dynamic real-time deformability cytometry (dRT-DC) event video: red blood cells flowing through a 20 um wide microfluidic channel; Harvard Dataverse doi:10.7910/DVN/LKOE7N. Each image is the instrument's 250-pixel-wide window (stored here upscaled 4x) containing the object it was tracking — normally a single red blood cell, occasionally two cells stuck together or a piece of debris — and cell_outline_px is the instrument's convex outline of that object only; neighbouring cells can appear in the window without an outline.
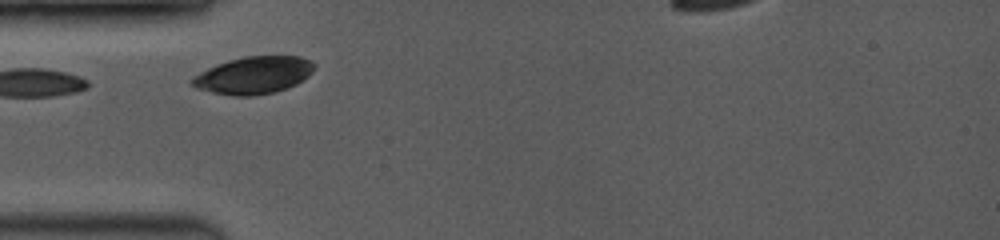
{"species": "common noctule bat (a hibernating species)", "species_latin": "Nyctalus noctula", "temperature_condition": "room temperature", "stored_images_in_passage": 14, "camera_frame_rate_fps": 3500, "um_per_image_px": 0.085, "animal": {"sex": "female", "body_mass_g": 19.0, "forearm_length_mm": 53.3}, "frame": {"image": 1, "passage_image": 1, "time_ms": 0.0, "image_size_px": [1000, 240], "cell_outline_px": [[316, 64], [312, 72], [308, 76], [296, 84], [272, 92], [252, 96], [232, 96], [212, 92], [196, 88], [188, 80], [192, 76], [216, 64], [228, 60], [244, 56], [300, 56], [312, 60]], "centroid_in_image_um": [21.54, 6.38], "position_along_channel_um": 63.5, "area_um2": 26.65}}
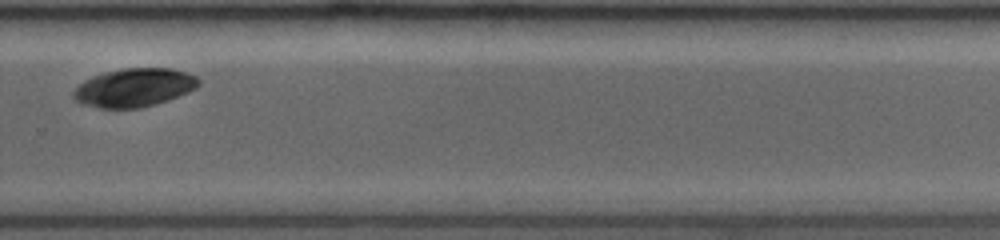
{"frame": {"image": 2, "passage_image": 10, "time_ms": 6.571, "image_size_px": [1000, 240], "cell_outline_px": [[200, 84], [196, 88], [188, 92], [156, 104], [140, 108], [100, 108], [80, 104], [72, 96], [72, 92], [84, 80], [92, 76], [124, 68], [172, 68], [196, 76], [200, 80]], "centroid_in_image_um": [11.4, 7.45], "position_along_channel_um": 318.4, "area_um2": 27.98}}
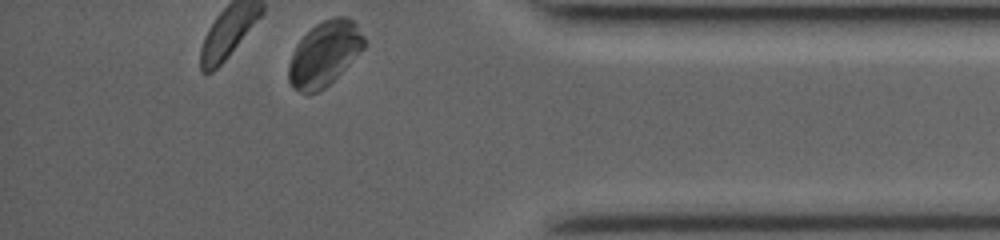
{"frame": {"image": 3, "passage_image": 14, "time_ms": 9.143, "image_size_px": [1000, 240], "cell_outline_px": [[368, 44], [324, 88], [316, 92], [300, 92], [292, 88], [288, 80], [288, 68], [296, 44], [316, 24], [324, 20], [336, 16], [348, 16], [356, 24], [364, 36]], "centroid_in_image_um": [27.59, 4.55], "position_along_channel_um": 407.6, "area_um2": 28.03}, "authors_computed_cell_mechanics": {"area_um2": 20.23, "velocity_mm_per_s": 3.9407, "shape_relaxation_time_tau1_ms": 0.61, "shape_relaxation_time_tau2_ms": null, "deformation_change_tau1": null, "deformation_change_tau2": null}}